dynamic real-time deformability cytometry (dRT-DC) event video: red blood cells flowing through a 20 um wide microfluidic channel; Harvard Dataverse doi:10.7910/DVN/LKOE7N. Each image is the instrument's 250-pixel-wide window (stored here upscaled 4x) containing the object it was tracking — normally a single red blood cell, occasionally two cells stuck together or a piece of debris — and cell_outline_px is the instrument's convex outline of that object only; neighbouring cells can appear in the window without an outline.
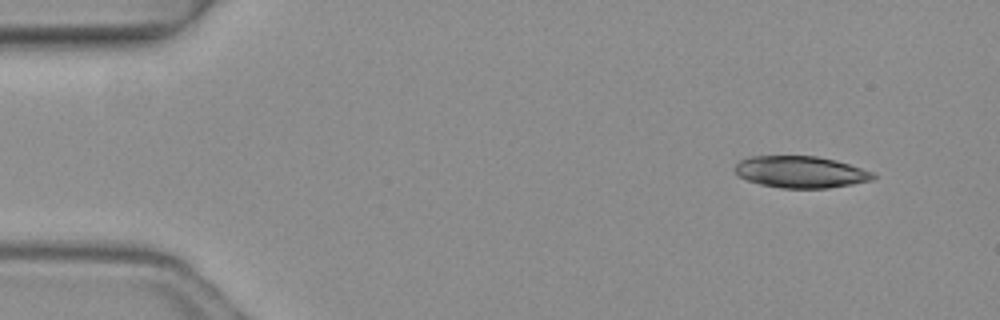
{"species": "common noctule bat (a hibernating species)", "species_latin": "Nyctalus noctula", "temperature_condition": "warm", "stored_images_in_passage": 4, "camera_frame_rate_fps": 3000, "um_per_image_px": 0.085, "animal": {"sex": "female", "body_mass_g": 19.3, "forearm_length_mm": 54.1}, "frame": {"image": 1, "passage_image": 1, "time_ms": 0.0, "image_size_px": [1000, 320], "cell_outline_px": [[876, 176], [872, 180], [852, 184], [828, 188], [780, 188], [760, 184], [736, 176], [736, 164], [740, 160], [748, 156], [816, 156], [836, 160], [872, 172]], "centroid_in_image_um": [68.03, 14.62], "position_along_channel_um": 17.0, "area_um2": 25.49}}